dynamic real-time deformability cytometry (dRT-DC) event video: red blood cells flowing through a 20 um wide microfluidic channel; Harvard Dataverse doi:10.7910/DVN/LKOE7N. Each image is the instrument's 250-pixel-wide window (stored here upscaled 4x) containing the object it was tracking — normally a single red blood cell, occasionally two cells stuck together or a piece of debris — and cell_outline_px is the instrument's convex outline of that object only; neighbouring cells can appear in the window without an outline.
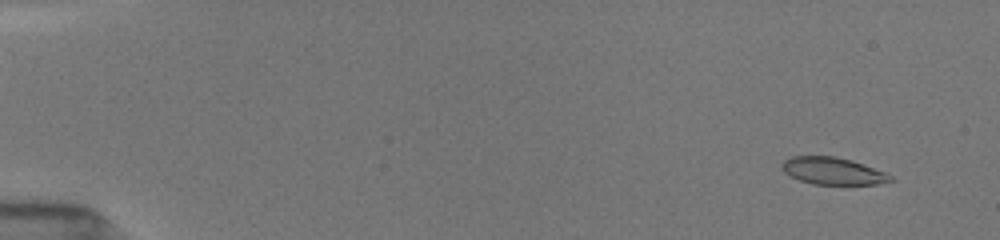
{"species": "common noctule bat (a hibernating species)", "species_latin": "Nyctalus noctula", "temperature_condition": "room temperature", "stored_images_in_passage": 6, "camera_frame_rate_fps": 3000, "um_per_image_px": 0.085, "animal": {"sex": "female", "body_mass_g": 19.5, "forearm_length_mm": 54.1}, "frame": {"image": 1, "passage_image": 2, "time_ms": 1.0, "image_size_px": [1000, 240], "cell_outline_px": [[896, 180], [876, 184], [812, 184], [800, 180], [784, 172], [780, 164], [784, 160], [792, 156], [832, 156], [852, 160], [884, 172], [892, 176]], "centroid_in_image_um": [70.78, 14.53], "position_along_channel_um": 14.2, "area_um2": 17.05}}
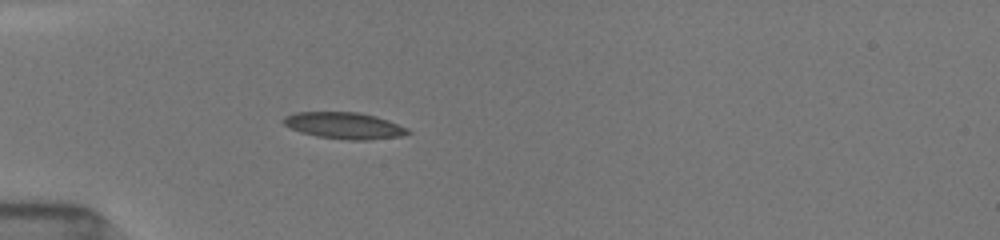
{"frame": {"image": 2, "passage_image": 6, "time_ms": 5.333, "image_size_px": [1000, 240], "cell_outline_px": [[412, 132], [400, 136], [368, 140], [348, 140], [316, 136], [300, 132], [288, 128], [280, 120], [284, 116], [296, 112], [360, 112], [376, 116], [388, 120], [408, 128]], "centroid_in_image_um": [29.23, 10.67], "position_along_channel_um": 55.8, "area_um2": 19.42}}